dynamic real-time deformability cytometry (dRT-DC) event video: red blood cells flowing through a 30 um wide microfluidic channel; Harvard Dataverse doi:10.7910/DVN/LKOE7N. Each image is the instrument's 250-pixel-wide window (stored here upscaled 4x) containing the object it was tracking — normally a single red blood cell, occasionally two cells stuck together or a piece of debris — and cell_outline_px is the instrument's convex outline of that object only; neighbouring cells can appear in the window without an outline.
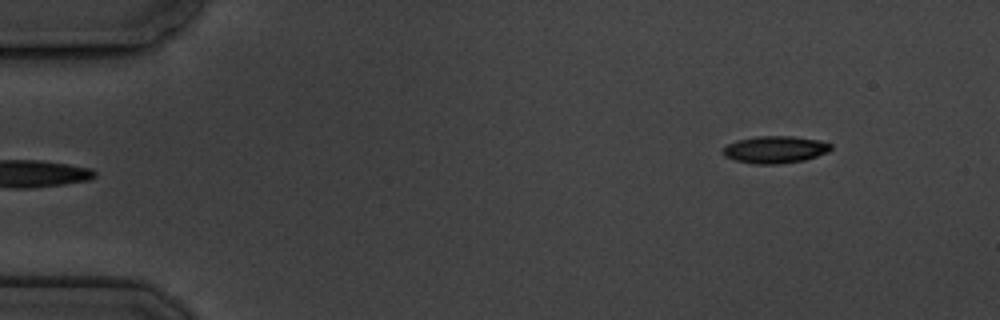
{"species": "common noctule bat (a hibernating species)", "species_latin": "Nyctalus noctula", "temperature_condition": "cold", "stored_images_in_passage": 5, "camera_frame_rate_fps": 3000, "um_per_image_px": 0.085, "animal": {"sex": "male", "body_mass_g": 19.5, "forearm_length_mm": 54.6}, "frame": {"image": 1, "passage_image": 5, "time_ms": 4.667, "image_size_px": [1000, 320], "cell_outline_px": [[832, 148], [828, 152], [804, 160], [780, 164], [752, 164], [736, 160], [724, 156], [720, 152], [728, 144], [736, 140], [756, 136], [792, 136], [820, 140], [832, 144]], "centroid_in_image_um": [65.87, 12.71], "position_along_channel_um": 19.1, "area_um2": 17.22}}